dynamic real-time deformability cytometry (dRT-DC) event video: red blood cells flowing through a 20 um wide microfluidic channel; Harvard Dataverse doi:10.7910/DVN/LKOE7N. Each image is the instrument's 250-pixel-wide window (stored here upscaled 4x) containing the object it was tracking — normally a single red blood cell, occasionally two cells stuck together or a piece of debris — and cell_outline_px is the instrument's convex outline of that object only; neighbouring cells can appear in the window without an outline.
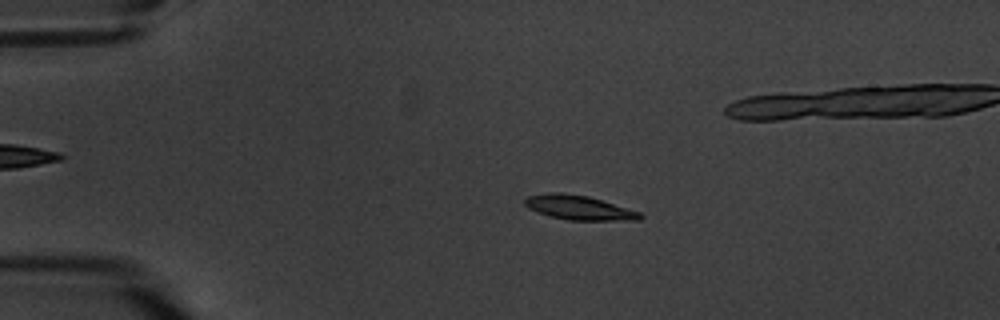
{"species": "common noctule bat (a hibernating species)", "species_latin": "Nyctalus noctula", "temperature_condition": "warm", "stored_images_in_passage": 5, "camera_frame_rate_fps": 3000, "um_per_image_px": 0.085, "animal": {"sex": "male", "body_mass_g": 20.1, "forearm_length_mm": 53.5}, "frame": {"image": 1, "passage_image": 3, "time_ms": 2.333, "image_size_px": [1000, 320], "cell_outline_px": [[644, 216], [640, 220], [568, 220], [552, 216], [528, 208], [524, 204], [524, 200], [528, 196], [548, 192], [560, 192], [588, 196], [640, 212]], "centroid_in_image_um": [49.21, 17.64], "position_along_channel_um": 35.8, "area_um2": 16.18}}